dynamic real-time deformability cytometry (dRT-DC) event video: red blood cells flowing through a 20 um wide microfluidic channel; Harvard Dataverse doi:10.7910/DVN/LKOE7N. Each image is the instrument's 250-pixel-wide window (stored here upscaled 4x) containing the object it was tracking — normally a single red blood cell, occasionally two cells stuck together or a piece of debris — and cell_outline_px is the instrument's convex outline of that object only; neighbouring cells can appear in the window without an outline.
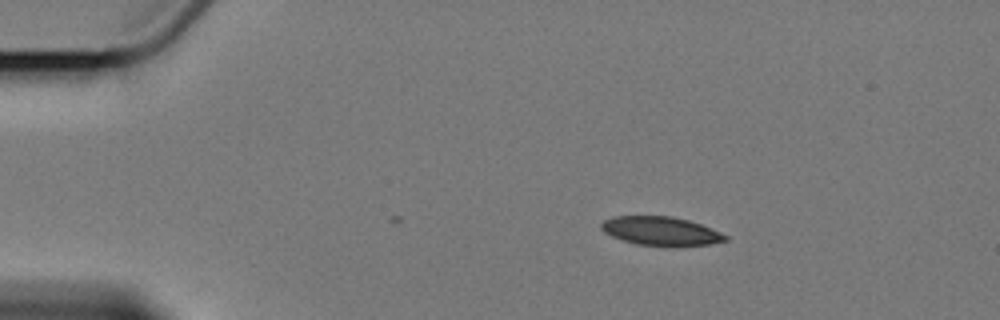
{"species": "Egyptian fruit bat (a non-hibernating species)", "species_latin": "Rousettus aegyptiacus", "temperature_condition": "cold", "stored_images_in_passage": 5, "camera_frame_rate_fps": 3000, "um_per_image_px": 0.085, "animal": {"sex": "female"}, "frame": {"image": 1, "passage_image": 1, "time_ms": 0.0, "image_size_px": [1000, 320], "cell_outline_px": [[728, 240], [708, 244], [636, 244], [612, 236], [604, 232], [600, 228], [600, 224], [604, 220], [612, 216], [672, 216], [688, 220], [700, 224], [720, 232], [728, 236]], "centroid_in_image_um": [56.12, 19.6], "position_along_channel_um": 28.9, "area_um2": 20.11}}
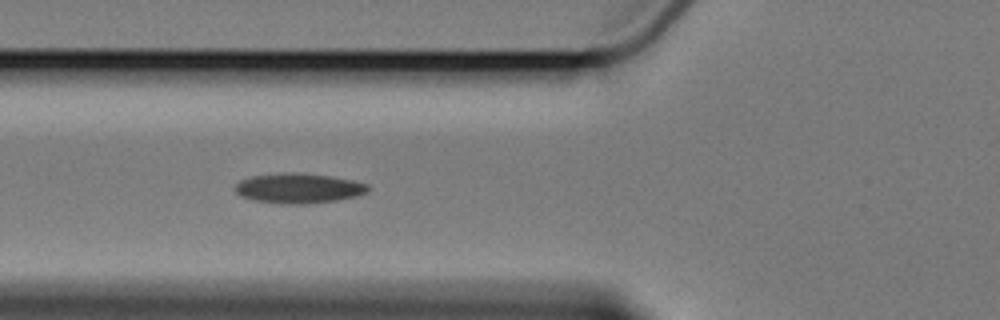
{"frame": {"image": 2, "passage_image": 4, "time_ms": 4.0, "image_size_px": [1000, 320], "cell_outline_px": [[372, 188], [368, 192], [356, 196], [336, 200], [304, 204], [288, 204], [256, 200], [240, 196], [236, 192], [236, 184], [240, 180], [252, 176], [288, 172], [296, 172], [332, 176], [352, 180], [368, 184]], "centroid_in_image_um": [25.43, 15.99], "position_along_channel_um": 100.4, "area_um2": 23.12}}
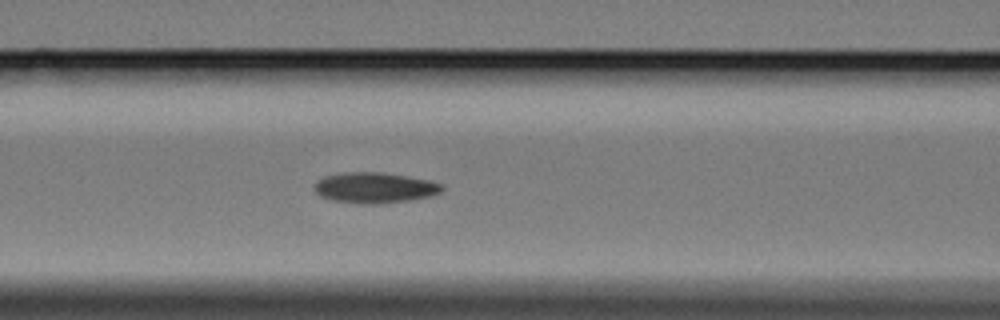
{"frame": {"image": 3, "passage_image": 5, "time_ms": 5.0, "image_size_px": [1000, 320], "cell_outline_px": [[444, 188], [440, 192], [428, 196], [408, 200], [380, 204], [364, 204], [332, 200], [320, 196], [316, 192], [316, 180], [324, 176], [344, 172], [384, 172], [428, 180], [440, 184]], "centroid_in_image_um": [31.81, 15.95], "position_along_channel_um": 134.8, "area_um2": 22.6}}